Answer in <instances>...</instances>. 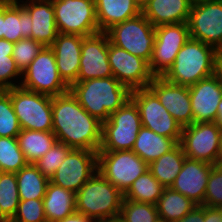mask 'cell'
Here are the masks:
<instances>
[{
  "mask_svg": "<svg viewBox=\"0 0 222 222\" xmlns=\"http://www.w3.org/2000/svg\"><path fill=\"white\" fill-rule=\"evenodd\" d=\"M191 0H146L141 13L154 26L188 22Z\"/></svg>",
  "mask_w": 222,
  "mask_h": 222,
  "instance_id": "cell-23",
  "label": "cell"
},
{
  "mask_svg": "<svg viewBox=\"0 0 222 222\" xmlns=\"http://www.w3.org/2000/svg\"><path fill=\"white\" fill-rule=\"evenodd\" d=\"M215 63L216 49L190 37L163 77L171 83L189 87L215 74Z\"/></svg>",
  "mask_w": 222,
  "mask_h": 222,
  "instance_id": "cell-4",
  "label": "cell"
},
{
  "mask_svg": "<svg viewBox=\"0 0 222 222\" xmlns=\"http://www.w3.org/2000/svg\"><path fill=\"white\" fill-rule=\"evenodd\" d=\"M130 98L138 107L143 127L180 143L182 126L148 87L131 91Z\"/></svg>",
  "mask_w": 222,
  "mask_h": 222,
  "instance_id": "cell-12",
  "label": "cell"
},
{
  "mask_svg": "<svg viewBox=\"0 0 222 222\" xmlns=\"http://www.w3.org/2000/svg\"><path fill=\"white\" fill-rule=\"evenodd\" d=\"M124 194L97 172L76 193V212L94 222L117 220Z\"/></svg>",
  "mask_w": 222,
  "mask_h": 222,
  "instance_id": "cell-3",
  "label": "cell"
},
{
  "mask_svg": "<svg viewBox=\"0 0 222 222\" xmlns=\"http://www.w3.org/2000/svg\"><path fill=\"white\" fill-rule=\"evenodd\" d=\"M216 123L222 128V99L220 100V103L218 104V115Z\"/></svg>",
  "mask_w": 222,
  "mask_h": 222,
  "instance_id": "cell-47",
  "label": "cell"
},
{
  "mask_svg": "<svg viewBox=\"0 0 222 222\" xmlns=\"http://www.w3.org/2000/svg\"><path fill=\"white\" fill-rule=\"evenodd\" d=\"M84 36L58 33L51 44L60 77L70 87L78 81L81 47Z\"/></svg>",
  "mask_w": 222,
  "mask_h": 222,
  "instance_id": "cell-21",
  "label": "cell"
},
{
  "mask_svg": "<svg viewBox=\"0 0 222 222\" xmlns=\"http://www.w3.org/2000/svg\"><path fill=\"white\" fill-rule=\"evenodd\" d=\"M148 88L182 128L193 123L188 86L171 83L164 77H154Z\"/></svg>",
  "mask_w": 222,
  "mask_h": 222,
  "instance_id": "cell-18",
  "label": "cell"
},
{
  "mask_svg": "<svg viewBox=\"0 0 222 222\" xmlns=\"http://www.w3.org/2000/svg\"><path fill=\"white\" fill-rule=\"evenodd\" d=\"M96 172L97 152L72 148L50 182L77 193Z\"/></svg>",
  "mask_w": 222,
  "mask_h": 222,
  "instance_id": "cell-14",
  "label": "cell"
},
{
  "mask_svg": "<svg viewBox=\"0 0 222 222\" xmlns=\"http://www.w3.org/2000/svg\"><path fill=\"white\" fill-rule=\"evenodd\" d=\"M210 1H220V0H191L192 4L202 3V2H210Z\"/></svg>",
  "mask_w": 222,
  "mask_h": 222,
  "instance_id": "cell-50",
  "label": "cell"
},
{
  "mask_svg": "<svg viewBox=\"0 0 222 222\" xmlns=\"http://www.w3.org/2000/svg\"><path fill=\"white\" fill-rule=\"evenodd\" d=\"M69 91L91 116L102 123L130 99L131 94L113 76L77 81L69 87Z\"/></svg>",
  "mask_w": 222,
  "mask_h": 222,
  "instance_id": "cell-2",
  "label": "cell"
},
{
  "mask_svg": "<svg viewBox=\"0 0 222 222\" xmlns=\"http://www.w3.org/2000/svg\"><path fill=\"white\" fill-rule=\"evenodd\" d=\"M108 222H121L118 219L117 220H112V221H108Z\"/></svg>",
  "mask_w": 222,
  "mask_h": 222,
  "instance_id": "cell-52",
  "label": "cell"
},
{
  "mask_svg": "<svg viewBox=\"0 0 222 222\" xmlns=\"http://www.w3.org/2000/svg\"><path fill=\"white\" fill-rule=\"evenodd\" d=\"M193 123L216 122L222 99V80L215 73L189 86Z\"/></svg>",
  "mask_w": 222,
  "mask_h": 222,
  "instance_id": "cell-19",
  "label": "cell"
},
{
  "mask_svg": "<svg viewBox=\"0 0 222 222\" xmlns=\"http://www.w3.org/2000/svg\"><path fill=\"white\" fill-rule=\"evenodd\" d=\"M21 126L10 98V89L0 90V137L17 138Z\"/></svg>",
  "mask_w": 222,
  "mask_h": 222,
  "instance_id": "cell-36",
  "label": "cell"
},
{
  "mask_svg": "<svg viewBox=\"0 0 222 222\" xmlns=\"http://www.w3.org/2000/svg\"><path fill=\"white\" fill-rule=\"evenodd\" d=\"M158 217L156 205L123 198L118 220L121 222H153Z\"/></svg>",
  "mask_w": 222,
  "mask_h": 222,
  "instance_id": "cell-35",
  "label": "cell"
},
{
  "mask_svg": "<svg viewBox=\"0 0 222 222\" xmlns=\"http://www.w3.org/2000/svg\"><path fill=\"white\" fill-rule=\"evenodd\" d=\"M164 188L148 169L132 183L124 194V198L135 202L156 205Z\"/></svg>",
  "mask_w": 222,
  "mask_h": 222,
  "instance_id": "cell-32",
  "label": "cell"
},
{
  "mask_svg": "<svg viewBox=\"0 0 222 222\" xmlns=\"http://www.w3.org/2000/svg\"><path fill=\"white\" fill-rule=\"evenodd\" d=\"M17 141L28 164H34L57 142L52 131L21 129Z\"/></svg>",
  "mask_w": 222,
  "mask_h": 222,
  "instance_id": "cell-28",
  "label": "cell"
},
{
  "mask_svg": "<svg viewBox=\"0 0 222 222\" xmlns=\"http://www.w3.org/2000/svg\"><path fill=\"white\" fill-rule=\"evenodd\" d=\"M55 222H94V221L91 218H89L81 213L74 212L70 216H67L64 219L58 220Z\"/></svg>",
  "mask_w": 222,
  "mask_h": 222,
  "instance_id": "cell-44",
  "label": "cell"
},
{
  "mask_svg": "<svg viewBox=\"0 0 222 222\" xmlns=\"http://www.w3.org/2000/svg\"><path fill=\"white\" fill-rule=\"evenodd\" d=\"M95 8L99 32L141 14L138 0H95Z\"/></svg>",
  "mask_w": 222,
  "mask_h": 222,
  "instance_id": "cell-24",
  "label": "cell"
},
{
  "mask_svg": "<svg viewBox=\"0 0 222 222\" xmlns=\"http://www.w3.org/2000/svg\"><path fill=\"white\" fill-rule=\"evenodd\" d=\"M202 205L222 208V164H215L210 171Z\"/></svg>",
  "mask_w": 222,
  "mask_h": 222,
  "instance_id": "cell-40",
  "label": "cell"
},
{
  "mask_svg": "<svg viewBox=\"0 0 222 222\" xmlns=\"http://www.w3.org/2000/svg\"><path fill=\"white\" fill-rule=\"evenodd\" d=\"M197 204L180 192L164 188L156 203L159 218L169 222H176L188 214Z\"/></svg>",
  "mask_w": 222,
  "mask_h": 222,
  "instance_id": "cell-30",
  "label": "cell"
},
{
  "mask_svg": "<svg viewBox=\"0 0 222 222\" xmlns=\"http://www.w3.org/2000/svg\"><path fill=\"white\" fill-rule=\"evenodd\" d=\"M190 38L188 23L155 27V41L149 69L154 77H163L172 67L179 50Z\"/></svg>",
  "mask_w": 222,
  "mask_h": 222,
  "instance_id": "cell-11",
  "label": "cell"
},
{
  "mask_svg": "<svg viewBox=\"0 0 222 222\" xmlns=\"http://www.w3.org/2000/svg\"><path fill=\"white\" fill-rule=\"evenodd\" d=\"M108 60L113 77L130 91L147 88L154 78L146 60L110 42Z\"/></svg>",
  "mask_w": 222,
  "mask_h": 222,
  "instance_id": "cell-16",
  "label": "cell"
},
{
  "mask_svg": "<svg viewBox=\"0 0 222 222\" xmlns=\"http://www.w3.org/2000/svg\"><path fill=\"white\" fill-rule=\"evenodd\" d=\"M42 46L39 42L32 38H23L14 43L12 57L16 66L23 73L29 64L37 57Z\"/></svg>",
  "mask_w": 222,
  "mask_h": 222,
  "instance_id": "cell-38",
  "label": "cell"
},
{
  "mask_svg": "<svg viewBox=\"0 0 222 222\" xmlns=\"http://www.w3.org/2000/svg\"><path fill=\"white\" fill-rule=\"evenodd\" d=\"M19 76V77H18ZM22 72L16 66L12 56L0 55V90H7L20 86ZM20 78L19 83H13L14 79ZM13 79V80H12Z\"/></svg>",
  "mask_w": 222,
  "mask_h": 222,
  "instance_id": "cell-41",
  "label": "cell"
},
{
  "mask_svg": "<svg viewBox=\"0 0 222 222\" xmlns=\"http://www.w3.org/2000/svg\"><path fill=\"white\" fill-rule=\"evenodd\" d=\"M52 132L57 141L75 149L98 152L102 122L91 116L70 91L52 97Z\"/></svg>",
  "mask_w": 222,
  "mask_h": 222,
  "instance_id": "cell-1",
  "label": "cell"
},
{
  "mask_svg": "<svg viewBox=\"0 0 222 222\" xmlns=\"http://www.w3.org/2000/svg\"><path fill=\"white\" fill-rule=\"evenodd\" d=\"M42 200L47 222L62 220L76 212V193L51 182Z\"/></svg>",
  "mask_w": 222,
  "mask_h": 222,
  "instance_id": "cell-27",
  "label": "cell"
},
{
  "mask_svg": "<svg viewBox=\"0 0 222 222\" xmlns=\"http://www.w3.org/2000/svg\"><path fill=\"white\" fill-rule=\"evenodd\" d=\"M10 98L21 129L52 131V97L27 90L10 88Z\"/></svg>",
  "mask_w": 222,
  "mask_h": 222,
  "instance_id": "cell-7",
  "label": "cell"
},
{
  "mask_svg": "<svg viewBox=\"0 0 222 222\" xmlns=\"http://www.w3.org/2000/svg\"><path fill=\"white\" fill-rule=\"evenodd\" d=\"M218 163L222 164V128H221V133H220V148H219Z\"/></svg>",
  "mask_w": 222,
  "mask_h": 222,
  "instance_id": "cell-48",
  "label": "cell"
},
{
  "mask_svg": "<svg viewBox=\"0 0 222 222\" xmlns=\"http://www.w3.org/2000/svg\"><path fill=\"white\" fill-rule=\"evenodd\" d=\"M32 18L19 0L2 1V39L16 43L31 38Z\"/></svg>",
  "mask_w": 222,
  "mask_h": 222,
  "instance_id": "cell-25",
  "label": "cell"
},
{
  "mask_svg": "<svg viewBox=\"0 0 222 222\" xmlns=\"http://www.w3.org/2000/svg\"><path fill=\"white\" fill-rule=\"evenodd\" d=\"M109 38L106 32L84 36L78 81L113 76L108 60Z\"/></svg>",
  "mask_w": 222,
  "mask_h": 222,
  "instance_id": "cell-17",
  "label": "cell"
},
{
  "mask_svg": "<svg viewBox=\"0 0 222 222\" xmlns=\"http://www.w3.org/2000/svg\"><path fill=\"white\" fill-rule=\"evenodd\" d=\"M14 43L6 39H0V55L12 56Z\"/></svg>",
  "mask_w": 222,
  "mask_h": 222,
  "instance_id": "cell-45",
  "label": "cell"
},
{
  "mask_svg": "<svg viewBox=\"0 0 222 222\" xmlns=\"http://www.w3.org/2000/svg\"><path fill=\"white\" fill-rule=\"evenodd\" d=\"M19 201L16 173L3 172L0 176V222H9L13 218Z\"/></svg>",
  "mask_w": 222,
  "mask_h": 222,
  "instance_id": "cell-33",
  "label": "cell"
},
{
  "mask_svg": "<svg viewBox=\"0 0 222 222\" xmlns=\"http://www.w3.org/2000/svg\"><path fill=\"white\" fill-rule=\"evenodd\" d=\"M153 222H169V221L158 217V218H157L155 221H153Z\"/></svg>",
  "mask_w": 222,
  "mask_h": 222,
  "instance_id": "cell-51",
  "label": "cell"
},
{
  "mask_svg": "<svg viewBox=\"0 0 222 222\" xmlns=\"http://www.w3.org/2000/svg\"><path fill=\"white\" fill-rule=\"evenodd\" d=\"M19 2L32 18L31 38L44 47H50L58 35L52 0Z\"/></svg>",
  "mask_w": 222,
  "mask_h": 222,
  "instance_id": "cell-22",
  "label": "cell"
},
{
  "mask_svg": "<svg viewBox=\"0 0 222 222\" xmlns=\"http://www.w3.org/2000/svg\"><path fill=\"white\" fill-rule=\"evenodd\" d=\"M58 33L89 36L99 32L95 0H52Z\"/></svg>",
  "mask_w": 222,
  "mask_h": 222,
  "instance_id": "cell-10",
  "label": "cell"
},
{
  "mask_svg": "<svg viewBox=\"0 0 222 222\" xmlns=\"http://www.w3.org/2000/svg\"><path fill=\"white\" fill-rule=\"evenodd\" d=\"M221 128L216 122H199L182 128L180 145L186 157L218 163Z\"/></svg>",
  "mask_w": 222,
  "mask_h": 222,
  "instance_id": "cell-13",
  "label": "cell"
},
{
  "mask_svg": "<svg viewBox=\"0 0 222 222\" xmlns=\"http://www.w3.org/2000/svg\"><path fill=\"white\" fill-rule=\"evenodd\" d=\"M215 73L222 80V47L216 49Z\"/></svg>",
  "mask_w": 222,
  "mask_h": 222,
  "instance_id": "cell-46",
  "label": "cell"
},
{
  "mask_svg": "<svg viewBox=\"0 0 222 222\" xmlns=\"http://www.w3.org/2000/svg\"><path fill=\"white\" fill-rule=\"evenodd\" d=\"M109 42L150 62L155 41V27L141 13L106 31Z\"/></svg>",
  "mask_w": 222,
  "mask_h": 222,
  "instance_id": "cell-9",
  "label": "cell"
},
{
  "mask_svg": "<svg viewBox=\"0 0 222 222\" xmlns=\"http://www.w3.org/2000/svg\"><path fill=\"white\" fill-rule=\"evenodd\" d=\"M97 170L120 192L125 194L148 164L132 150L98 151Z\"/></svg>",
  "mask_w": 222,
  "mask_h": 222,
  "instance_id": "cell-6",
  "label": "cell"
},
{
  "mask_svg": "<svg viewBox=\"0 0 222 222\" xmlns=\"http://www.w3.org/2000/svg\"><path fill=\"white\" fill-rule=\"evenodd\" d=\"M176 222H204V205H196L188 214Z\"/></svg>",
  "mask_w": 222,
  "mask_h": 222,
  "instance_id": "cell-42",
  "label": "cell"
},
{
  "mask_svg": "<svg viewBox=\"0 0 222 222\" xmlns=\"http://www.w3.org/2000/svg\"><path fill=\"white\" fill-rule=\"evenodd\" d=\"M186 155L180 144L148 165L152 175L165 187L170 188L181 171Z\"/></svg>",
  "mask_w": 222,
  "mask_h": 222,
  "instance_id": "cell-29",
  "label": "cell"
},
{
  "mask_svg": "<svg viewBox=\"0 0 222 222\" xmlns=\"http://www.w3.org/2000/svg\"><path fill=\"white\" fill-rule=\"evenodd\" d=\"M214 165L185 157L181 171L171 188L197 205L204 203L210 171Z\"/></svg>",
  "mask_w": 222,
  "mask_h": 222,
  "instance_id": "cell-20",
  "label": "cell"
},
{
  "mask_svg": "<svg viewBox=\"0 0 222 222\" xmlns=\"http://www.w3.org/2000/svg\"><path fill=\"white\" fill-rule=\"evenodd\" d=\"M9 222H47L43 200H20L16 214Z\"/></svg>",
  "mask_w": 222,
  "mask_h": 222,
  "instance_id": "cell-39",
  "label": "cell"
},
{
  "mask_svg": "<svg viewBox=\"0 0 222 222\" xmlns=\"http://www.w3.org/2000/svg\"><path fill=\"white\" fill-rule=\"evenodd\" d=\"M17 138L0 137V168L3 172L17 173L27 165Z\"/></svg>",
  "mask_w": 222,
  "mask_h": 222,
  "instance_id": "cell-34",
  "label": "cell"
},
{
  "mask_svg": "<svg viewBox=\"0 0 222 222\" xmlns=\"http://www.w3.org/2000/svg\"><path fill=\"white\" fill-rule=\"evenodd\" d=\"M141 4H143L146 0H138Z\"/></svg>",
  "mask_w": 222,
  "mask_h": 222,
  "instance_id": "cell-53",
  "label": "cell"
},
{
  "mask_svg": "<svg viewBox=\"0 0 222 222\" xmlns=\"http://www.w3.org/2000/svg\"><path fill=\"white\" fill-rule=\"evenodd\" d=\"M71 149V147L57 141L34 165L44 176L50 179L64 162Z\"/></svg>",
  "mask_w": 222,
  "mask_h": 222,
  "instance_id": "cell-37",
  "label": "cell"
},
{
  "mask_svg": "<svg viewBox=\"0 0 222 222\" xmlns=\"http://www.w3.org/2000/svg\"><path fill=\"white\" fill-rule=\"evenodd\" d=\"M187 23L191 38L222 47V0L192 4Z\"/></svg>",
  "mask_w": 222,
  "mask_h": 222,
  "instance_id": "cell-15",
  "label": "cell"
},
{
  "mask_svg": "<svg viewBox=\"0 0 222 222\" xmlns=\"http://www.w3.org/2000/svg\"><path fill=\"white\" fill-rule=\"evenodd\" d=\"M20 86L51 97L69 91V86L60 77L55 54L50 47H43L22 73Z\"/></svg>",
  "mask_w": 222,
  "mask_h": 222,
  "instance_id": "cell-8",
  "label": "cell"
},
{
  "mask_svg": "<svg viewBox=\"0 0 222 222\" xmlns=\"http://www.w3.org/2000/svg\"><path fill=\"white\" fill-rule=\"evenodd\" d=\"M178 144L175 139L161 136L142 126L132 151L149 165L162 155L170 152Z\"/></svg>",
  "mask_w": 222,
  "mask_h": 222,
  "instance_id": "cell-26",
  "label": "cell"
},
{
  "mask_svg": "<svg viewBox=\"0 0 222 222\" xmlns=\"http://www.w3.org/2000/svg\"><path fill=\"white\" fill-rule=\"evenodd\" d=\"M141 127L138 107L130 98L102 123L99 151L132 150Z\"/></svg>",
  "mask_w": 222,
  "mask_h": 222,
  "instance_id": "cell-5",
  "label": "cell"
},
{
  "mask_svg": "<svg viewBox=\"0 0 222 222\" xmlns=\"http://www.w3.org/2000/svg\"><path fill=\"white\" fill-rule=\"evenodd\" d=\"M0 39H2V1H0Z\"/></svg>",
  "mask_w": 222,
  "mask_h": 222,
  "instance_id": "cell-49",
  "label": "cell"
},
{
  "mask_svg": "<svg viewBox=\"0 0 222 222\" xmlns=\"http://www.w3.org/2000/svg\"><path fill=\"white\" fill-rule=\"evenodd\" d=\"M204 222H222V208L204 205Z\"/></svg>",
  "mask_w": 222,
  "mask_h": 222,
  "instance_id": "cell-43",
  "label": "cell"
},
{
  "mask_svg": "<svg viewBox=\"0 0 222 222\" xmlns=\"http://www.w3.org/2000/svg\"><path fill=\"white\" fill-rule=\"evenodd\" d=\"M20 200L43 199L50 179L34 164H27L16 173Z\"/></svg>",
  "mask_w": 222,
  "mask_h": 222,
  "instance_id": "cell-31",
  "label": "cell"
}]
</instances>
